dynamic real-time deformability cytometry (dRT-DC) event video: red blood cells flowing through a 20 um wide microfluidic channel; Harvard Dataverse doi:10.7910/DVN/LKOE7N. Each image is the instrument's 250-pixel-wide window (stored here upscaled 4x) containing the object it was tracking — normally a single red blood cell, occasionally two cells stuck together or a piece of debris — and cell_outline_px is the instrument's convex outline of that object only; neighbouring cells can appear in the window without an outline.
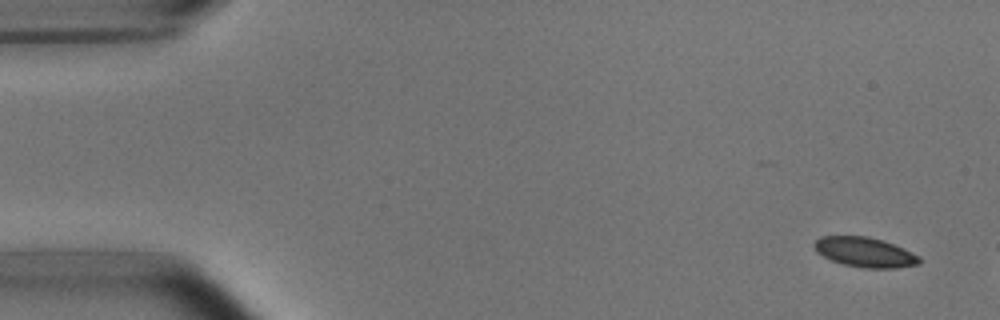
{"species": "common noctule bat (a hibernating species)", "species_latin": "Nyctalus noctula", "temperature_condition": "room temperature", "stored_images_in_passage": 9, "camera_frame_rate_fps": 3000, "um_per_image_px": 0.085, "animal": {"sex": "male", "body_mass_g": 15.6}, "frame": {"image": 1, "passage_image": 2, "time_ms": 0.333, "image_size_px": [1000, 320], "cell_outline_px": [[920, 264], [896, 268], [864, 268], [844, 264], [832, 260], [816, 252], [812, 244], [820, 236], [868, 236], [884, 240], [904, 248], [920, 256]], "centroid_in_image_um": [73.52, 21.43], "position_along_channel_um": 11.5, "area_um2": 18.38}}